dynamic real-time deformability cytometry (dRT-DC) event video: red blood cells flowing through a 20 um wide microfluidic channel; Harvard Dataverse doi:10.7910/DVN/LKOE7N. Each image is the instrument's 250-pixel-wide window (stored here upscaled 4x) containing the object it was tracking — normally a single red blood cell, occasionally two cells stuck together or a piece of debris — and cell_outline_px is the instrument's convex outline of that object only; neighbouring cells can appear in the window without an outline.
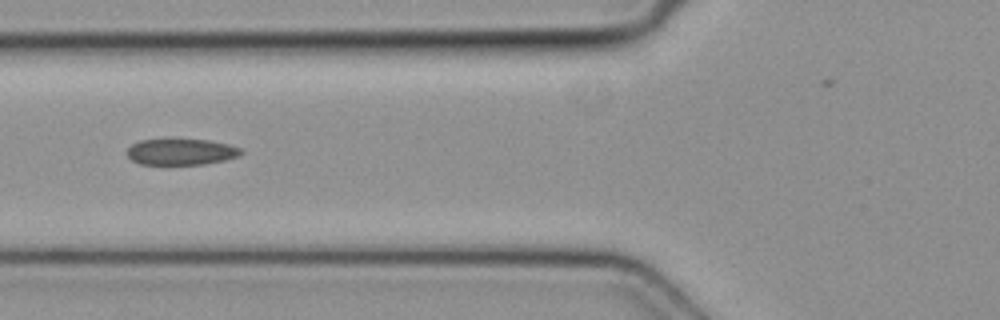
{"species": "common noctule bat (a hibernating species)", "species_latin": "Nyctalus noctula", "temperature_condition": "cold", "stored_images_in_passage": 5, "camera_frame_rate_fps": 3000, "um_per_image_px": 0.085, "animal": {"sex": "female", "body_mass_g": 19.3, "forearm_length_mm": 54.1}, "frame": {"image": 1, "passage_image": 4, "time_ms": 1.0, "image_size_px": [1000, 320], "cell_outline_px": [[244, 152], [240, 156], [224, 160], [204, 164], [140, 164], [132, 160], [128, 156], [128, 148], [132, 144], [140, 140], [208, 140], [228, 144], [240, 148]], "centroid_in_image_um": [15.42, 12.91], "position_along_channel_um": 110.4, "area_um2": 17.17}}